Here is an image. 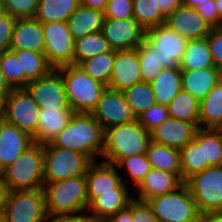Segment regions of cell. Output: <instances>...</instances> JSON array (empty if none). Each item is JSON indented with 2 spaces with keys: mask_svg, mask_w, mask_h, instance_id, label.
<instances>
[{
  "mask_svg": "<svg viewBox=\"0 0 222 222\" xmlns=\"http://www.w3.org/2000/svg\"><path fill=\"white\" fill-rule=\"evenodd\" d=\"M104 135L101 124L92 114L74 113L68 125L51 141L56 147L87 155L92 161L103 155Z\"/></svg>",
  "mask_w": 222,
  "mask_h": 222,
  "instance_id": "1",
  "label": "cell"
},
{
  "mask_svg": "<svg viewBox=\"0 0 222 222\" xmlns=\"http://www.w3.org/2000/svg\"><path fill=\"white\" fill-rule=\"evenodd\" d=\"M151 133L136 119L105 130L102 157L105 162L117 165L123 158L146 154Z\"/></svg>",
  "mask_w": 222,
  "mask_h": 222,
  "instance_id": "2",
  "label": "cell"
},
{
  "mask_svg": "<svg viewBox=\"0 0 222 222\" xmlns=\"http://www.w3.org/2000/svg\"><path fill=\"white\" fill-rule=\"evenodd\" d=\"M46 211L49 214L86 215L88 195L86 175L44 184Z\"/></svg>",
  "mask_w": 222,
  "mask_h": 222,
  "instance_id": "3",
  "label": "cell"
},
{
  "mask_svg": "<svg viewBox=\"0 0 222 222\" xmlns=\"http://www.w3.org/2000/svg\"><path fill=\"white\" fill-rule=\"evenodd\" d=\"M44 144L33 143L2 171L7 192L44 187Z\"/></svg>",
  "mask_w": 222,
  "mask_h": 222,
  "instance_id": "4",
  "label": "cell"
},
{
  "mask_svg": "<svg viewBox=\"0 0 222 222\" xmlns=\"http://www.w3.org/2000/svg\"><path fill=\"white\" fill-rule=\"evenodd\" d=\"M56 69L62 74L72 110L92 114L107 85L92 79L79 65H64Z\"/></svg>",
  "mask_w": 222,
  "mask_h": 222,
  "instance_id": "5",
  "label": "cell"
},
{
  "mask_svg": "<svg viewBox=\"0 0 222 222\" xmlns=\"http://www.w3.org/2000/svg\"><path fill=\"white\" fill-rule=\"evenodd\" d=\"M160 222H199L200 212L184 183L177 190L146 200Z\"/></svg>",
  "mask_w": 222,
  "mask_h": 222,
  "instance_id": "6",
  "label": "cell"
},
{
  "mask_svg": "<svg viewBox=\"0 0 222 222\" xmlns=\"http://www.w3.org/2000/svg\"><path fill=\"white\" fill-rule=\"evenodd\" d=\"M93 161L80 152L44 144V184L85 175Z\"/></svg>",
  "mask_w": 222,
  "mask_h": 222,
  "instance_id": "7",
  "label": "cell"
},
{
  "mask_svg": "<svg viewBox=\"0 0 222 222\" xmlns=\"http://www.w3.org/2000/svg\"><path fill=\"white\" fill-rule=\"evenodd\" d=\"M2 215L4 222H43L47 215L43 188L7 192Z\"/></svg>",
  "mask_w": 222,
  "mask_h": 222,
  "instance_id": "8",
  "label": "cell"
},
{
  "mask_svg": "<svg viewBox=\"0 0 222 222\" xmlns=\"http://www.w3.org/2000/svg\"><path fill=\"white\" fill-rule=\"evenodd\" d=\"M185 183L200 214L222 211V165L209 166L189 177Z\"/></svg>",
  "mask_w": 222,
  "mask_h": 222,
  "instance_id": "9",
  "label": "cell"
},
{
  "mask_svg": "<svg viewBox=\"0 0 222 222\" xmlns=\"http://www.w3.org/2000/svg\"><path fill=\"white\" fill-rule=\"evenodd\" d=\"M188 42L164 23L146 29L144 40L163 68L180 66Z\"/></svg>",
  "mask_w": 222,
  "mask_h": 222,
  "instance_id": "10",
  "label": "cell"
},
{
  "mask_svg": "<svg viewBox=\"0 0 222 222\" xmlns=\"http://www.w3.org/2000/svg\"><path fill=\"white\" fill-rule=\"evenodd\" d=\"M40 107L26 88L12 89L4 100L5 120L35 137Z\"/></svg>",
  "mask_w": 222,
  "mask_h": 222,
  "instance_id": "11",
  "label": "cell"
},
{
  "mask_svg": "<svg viewBox=\"0 0 222 222\" xmlns=\"http://www.w3.org/2000/svg\"><path fill=\"white\" fill-rule=\"evenodd\" d=\"M45 39L44 54L53 68L73 64L75 40L67 22L43 23Z\"/></svg>",
  "mask_w": 222,
  "mask_h": 222,
  "instance_id": "12",
  "label": "cell"
},
{
  "mask_svg": "<svg viewBox=\"0 0 222 222\" xmlns=\"http://www.w3.org/2000/svg\"><path fill=\"white\" fill-rule=\"evenodd\" d=\"M25 88L40 108L72 109L62 74L55 68L47 75L30 81Z\"/></svg>",
  "mask_w": 222,
  "mask_h": 222,
  "instance_id": "13",
  "label": "cell"
},
{
  "mask_svg": "<svg viewBox=\"0 0 222 222\" xmlns=\"http://www.w3.org/2000/svg\"><path fill=\"white\" fill-rule=\"evenodd\" d=\"M92 115L101 124L103 130L136 120L131 106L127 103L123 91L107 86Z\"/></svg>",
  "mask_w": 222,
  "mask_h": 222,
  "instance_id": "14",
  "label": "cell"
},
{
  "mask_svg": "<svg viewBox=\"0 0 222 222\" xmlns=\"http://www.w3.org/2000/svg\"><path fill=\"white\" fill-rule=\"evenodd\" d=\"M115 166L105 161L90 164L85 174L89 205L101 194H129Z\"/></svg>",
  "mask_w": 222,
  "mask_h": 222,
  "instance_id": "15",
  "label": "cell"
},
{
  "mask_svg": "<svg viewBox=\"0 0 222 222\" xmlns=\"http://www.w3.org/2000/svg\"><path fill=\"white\" fill-rule=\"evenodd\" d=\"M101 32L110 48L116 51L136 49L146 37V30L134 18H104Z\"/></svg>",
  "mask_w": 222,
  "mask_h": 222,
  "instance_id": "16",
  "label": "cell"
},
{
  "mask_svg": "<svg viewBox=\"0 0 222 222\" xmlns=\"http://www.w3.org/2000/svg\"><path fill=\"white\" fill-rule=\"evenodd\" d=\"M164 24L188 41L208 37L213 28L195 8L184 4L168 15Z\"/></svg>",
  "mask_w": 222,
  "mask_h": 222,
  "instance_id": "17",
  "label": "cell"
},
{
  "mask_svg": "<svg viewBox=\"0 0 222 222\" xmlns=\"http://www.w3.org/2000/svg\"><path fill=\"white\" fill-rule=\"evenodd\" d=\"M199 123L169 117L151 132V141L181 149L194 139Z\"/></svg>",
  "mask_w": 222,
  "mask_h": 222,
  "instance_id": "18",
  "label": "cell"
},
{
  "mask_svg": "<svg viewBox=\"0 0 222 222\" xmlns=\"http://www.w3.org/2000/svg\"><path fill=\"white\" fill-rule=\"evenodd\" d=\"M141 81V67L137 50L116 51L113 71L108 87L124 91Z\"/></svg>",
  "mask_w": 222,
  "mask_h": 222,
  "instance_id": "19",
  "label": "cell"
},
{
  "mask_svg": "<svg viewBox=\"0 0 222 222\" xmlns=\"http://www.w3.org/2000/svg\"><path fill=\"white\" fill-rule=\"evenodd\" d=\"M45 39L42 23L34 18H18L13 27L11 51L30 50L44 53Z\"/></svg>",
  "mask_w": 222,
  "mask_h": 222,
  "instance_id": "20",
  "label": "cell"
},
{
  "mask_svg": "<svg viewBox=\"0 0 222 222\" xmlns=\"http://www.w3.org/2000/svg\"><path fill=\"white\" fill-rule=\"evenodd\" d=\"M33 143V137L5 120L0 129V170L11 165Z\"/></svg>",
  "mask_w": 222,
  "mask_h": 222,
  "instance_id": "21",
  "label": "cell"
},
{
  "mask_svg": "<svg viewBox=\"0 0 222 222\" xmlns=\"http://www.w3.org/2000/svg\"><path fill=\"white\" fill-rule=\"evenodd\" d=\"M184 183L185 181L178 174L152 168L137 187L139 193L136 200L146 201L149 198L173 192Z\"/></svg>",
  "mask_w": 222,
  "mask_h": 222,
  "instance_id": "22",
  "label": "cell"
},
{
  "mask_svg": "<svg viewBox=\"0 0 222 222\" xmlns=\"http://www.w3.org/2000/svg\"><path fill=\"white\" fill-rule=\"evenodd\" d=\"M221 80L222 70L216 66L198 70H181L182 89L200 102Z\"/></svg>",
  "mask_w": 222,
  "mask_h": 222,
  "instance_id": "23",
  "label": "cell"
},
{
  "mask_svg": "<svg viewBox=\"0 0 222 222\" xmlns=\"http://www.w3.org/2000/svg\"><path fill=\"white\" fill-rule=\"evenodd\" d=\"M75 112L72 109L40 108L34 143H50L69 123Z\"/></svg>",
  "mask_w": 222,
  "mask_h": 222,
  "instance_id": "24",
  "label": "cell"
},
{
  "mask_svg": "<svg viewBox=\"0 0 222 222\" xmlns=\"http://www.w3.org/2000/svg\"><path fill=\"white\" fill-rule=\"evenodd\" d=\"M104 18L103 11L80 5L67 19L72 38L77 40L101 31Z\"/></svg>",
  "mask_w": 222,
  "mask_h": 222,
  "instance_id": "25",
  "label": "cell"
},
{
  "mask_svg": "<svg viewBox=\"0 0 222 222\" xmlns=\"http://www.w3.org/2000/svg\"><path fill=\"white\" fill-rule=\"evenodd\" d=\"M199 128L222 129V80L200 102Z\"/></svg>",
  "mask_w": 222,
  "mask_h": 222,
  "instance_id": "26",
  "label": "cell"
},
{
  "mask_svg": "<svg viewBox=\"0 0 222 222\" xmlns=\"http://www.w3.org/2000/svg\"><path fill=\"white\" fill-rule=\"evenodd\" d=\"M21 65V88H25L30 81L47 75L53 67L48 63L44 53L30 50L13 51Z\"/></svg>",
  "mask_w": 222,
  "mask_h": 222,
  "instance_id": "27",
  "label": "cell"
},
{
  "mask_svg": "<svg viewBox=\"0 0 222 222\" xmlns=\"http://www.w3.org/2000/svg\"><path fill=\"white\" fill-rule=\"evenodd\" d=\"M146 156L152 168L178 174L182 178L179 149L151 141Z\"/></svg>",
  "mask_w": 222,
  "mask_h": 222,
  "instance_id": "28",
  "label": "cell"
},
{
  "mask_svg": "<svg viewBox=\"0 0 222 222\" xmlns=\"http://www.w3.org/2000/svg\"><path fill=\"white\" fill-rule=\"evenodd\" d=\"M157 103L168 105L182 90L181 69L164 68L151 83Z\"/></svg>",
  "mask_w": 222,
  "mask_h": 222,
  "instance_id": "29",
  "label": "cell"
},
{
  "mask_svg": "<svg viewBox=\"0 0 222 222\" xmlns=\"http://www.w3.org/2000/svg\"><path fill=\"white\" fill-rule=\"evenodd\" d=\"M133 199L129 194H101L88 207L90 222H103L108 217L124 209Z\"/></svg>",
  "mask_w": 222,
  "mask_h": 222,
  "instance_id": "30",
  "label": "cell"
},
{
  "mask_svg": "<svg viewBox=\"0 0 222 222\" xmlns=\"http://www.w3.org/2000/svg\"><path fill=\"white\" fill-rule=\"evenodd\" d=\"M79 6V0H39L35 18L42 24L67 22V19Z\"/></svg>",
  "mask_w": 222,
  "mask_h": 222,
  "instance_id": "31",
  "label": "cell"
},
{
  "mask_svg": "<svg viewBox=\"0 0 222 222\" xmlns=\"http://www.w3.org/2000/svg\"><path fill=\"white\" fill-rule=\"evenodd\" d=\"M194 140L202 147L203 163L222 165V129L198 128Z\"/></svg>",
  "mask_w": 222,
  "mask_h": 222,
  "instance_id": "32",
  "label": "cell"
},
{
  "mask_svg": "<svg viewBox=\"0 0 222 222\" xmlns=\"http://www.w3.org/2000/svg\"><path fill=\"white\" fill-rule=\"evenodd\" d=\"M213 66L215 65L207 37L189 41L179 68L181 70H198Z\"/></svg>",
  "mask_w": 222,
  "mask_h": 222,
  "instance_id": "33",
  "label": "cell"
},
{
  "mask_svg": "<svg viewBox=\"0 0 222 222\" xmlns=\"http://www.w3.org/2000/svg\"><path fill=\"white\" fill-rule=\"evenodd\" d=\"M108 41L101 31L75 40L73 64L79 65L86 59L110 51Z\"/></svg>",
  "mask_w": 222,
  "mask_h": 222,
  "instance_id": "34",
  "label": "cell"
},
{
  "mask_svg": "<svg viewBox=\"0 0 222 222\" xmlns=\"http://www.w3.org/2000/svg\"><path fill=\"white\" fill-rule=\"evenodd\" d=\"M167 106L169 117L199 123L200 101L189 92L182 89Z\"/></svg>",
  "mask_w": 222,
  "mask_h": 222,
  "instance_id": "35",
  "label": "cell"
},
{
  "mask_svg": "<svg viewBox=\"0 0 222 222\" xmlns=\"http://www.w3.org/2000/svg\"><path fill=\"white\" fill-rule=\"evenodd\" d=\"M116 50L95 55L89 59L84 60L79 66L89 75L92 79L100 81L109 86L110 77L113 71L114 59Z\"/></svg>",
  "mask_w": 222,
  "mask_h": 222,
  "instance_id": "36",
  "label": "cell"
},
{
  "mask_svg": "<svg viewBox=\"0 0 222 222\" xmlns=\"http://www.w3.org/2000/svg\"><path fill=\"white\" fill-rule=\"evenodd\" d=\"M123 93L136 118L157 103L151 83L138 82L125 89Z\"/></svg>",
  "mask_w": 222,
  "mask_h": 222,
  "instance_id": "37",
  "label": "cell"
},
{
  "mask_svg": "<svg viewBox=\"0 0 222 222\" xmlns=\"http://www.w3.org/2000/svg\"><path fill=\"white\" fill-rule=\"evenodd\" d=\"M179 151L184 181L210 166L208 163H203L202 147L194 139Z\"/></svg>",
  "mask_w": 222,
  "mask_h": 222,
  "instance_id": "38",
  "label": "cell"
},
{
  "mask_svg": "<svg viewBox=\"0 0 222 222\" xmlns=\"http://www.w3.org/2000/svg\"><path fill=\"white\" fill-rule=\"evenodd\" d=\"M134 19L146 30L165 22L157 0H133Z\"/></svg>",
  "mask_w": 222,
  "mask_h": 222,
  "instance_id": "39",
  "label": "cell"
},
{
  "mask_svg": "<svg viewBox=\"0 0 222 222\" xmlns=\"http://www.w3.org/2000/svg\"><path fill=\"white\" fill-rule=\"evenodd\" d=\"M136 50L141 67V80L146 83H152L164 68L144 42Z\"/></svg>",
  "mask_w": 222,
  "mask_h": 222,
  "instance_id": "40",
  "label": "cell"
},
{
  "mask_svg": "<svg viewBox=\"0 0 222 222\" xmlns=\"http://www.w3.org/2000/svg\"><path fill=\"white\" fill-rule=\"evenodd\" d=\"M116 166L118 168L124 167V169H126V172L136 188L152 170L151 163L149 162L146 154L123 158Z\"/></svg>",
  "mask_w": 222,
  "mask_h": 222,
  "instance_id": "41",
  "label": "cell"
},
{
  "mask_svg": "<svg viewBox=\"0 0 222 222\" xmlns=\"http://www.w3.org/2000/svg\"><path fill=\"white\" fill-rule=\"evenodd\" d=\"M0 69L11 89L21 88V65L16 54L7 50L0 53Z\"/></svg>",
  "mask_w": 222,
  "mask_h": 222,
  "instance_id": "42",
  "label": "cell"
},
{
  "mask_svg": "<svg viewBox=\"0 0 222 222\" xmlns=\"http://www.w3.org/2000/svg\"><path fill=\"white\" fill-rule=\"evenodd\" d=\"M39 0H3L2 11L13 18H34Z\"/></svg>",
  "mask_w": 222,
  "mask_h": 222,
  "instance_id": "43",
  "label": "cell"
},
{
  "mask_svg": "<svg viewBox=\"0 0 222 222\" xmlns=\"http://www.w3.org/2000/svg\"><path fill=\"white\" fill-rule=\"evenodd\" d=\"M169 118L168 106L160 103L152 105L137 117L139 123L148 131L152 132Z\"/></svg>",
  "mask_w": 222,
  "mask_h": 222,
  "instance_id": "44",
  "label": "cell"
},
{
  "mask_svg": "<svg viewBox=\"0 0 222 222\" xmlns=\"http://www.w3.org/2000/svg\"><path fill=\"white\" fill-rule=\"evenodd\" d=\"M133 0H109L103 11L105 18L124 20L134 18Z\"/></svg>",
  "mask_w": 222,
  "mask_h": 222,
  "instance_id": "45",
  "label": "cell"
},
{
  "mask_svg": "<svg viewBox=\"0 0 222 222\" xmlns=\"http://www.w3.org/2000/svg\"><path fill=\"white\" fill-rule=\"evenodd\" d=\"M15 21L16 18H13L8 13L0 12V53L10 50Z\"/></svg>",
  "mask_w": 222,
  "mask_h": 222,
  "instance_id": "46",
  "label": "cell"
},
{
  "mask_svg": "<svg viewBox=\"0 0 222 222\" xmlns=\"http://www.w3.org/2000/svg\"><path fill=\"white\" fill-rule=\"evenodd\" d=\"M207 40L213 63L222 70V26L213 27Z\"/></svg>",
  "mask_w": 222,
  "mask_h": 222,
  "instance_id": "47",
  "label": "cell"
},
{
  "mask_svg": "<svg viewBox=\"0 0 222 222\" xmlns=\"http://www.w3.org/2000/svg\"><path fill=\"white\" fill-rule=\"evenodd\" d=\"M133 222H160L146 201L132 199Z\"/></svg>",
  "mask_w": 222,
  "mask_h": 222,
  "instance_id": "48",
  "label": "cell"
},
{
  "mask_svg": "<svg viewBox=\"0 0 222 222\" xmlns=\"http://www.w3.org/2000/svg\"><path fill=\"white\" fill-rule=\"evenodd\" d=\"M201 17L211 26L219 27V18L216 3L201 4L196 8Z\"/></svg>",
  "mask_w": 222,
  "mask_h": 222,
  "instance_id": "49",
  "label": "cell"
},
{
  "mask_svg": "<svg viewBox=\"0 0 222 222\" xmlns=\"http://www.w3.org/2000/svg\"><path fill=\"white\" fill-rule=\"evenodd\" d=\"M43 222H90L87 215H63L47 213Z\"/></svg>",
  "mask_w": 222,
  "mask_h": 222,
  "instance_id": "50",
  "label": "cell"
},
{
  "mask_svg": "<svg viewBox=\"0 0 222 222\" xmlns=\"http://www.w3.org/2000/svg\"><path fill=\"white\" fill-rule=\"evenodd\" d=\"M103 222H133L132 219V200L124 208L119 210L116 214L108 217Z\"/></svg>",
  "mask_w": 222,
  "mask_h": 222,
  "instance_id": "51",
  "label": "cell"
},
{
  "mask_svg": "<svg viewBox=\"0 0 222 222\" xmlns=\"http://www.w3.org/2000/svg\"><path fill=\"white\" fill-rule=\"evenodd\" d=\"M157 2L159 10L165 18L183 4V0H157Z\"/></svg>",
  "mask_w": 222,
  "mask_h": 222,
  "instance_id": "52",
  "label": "cell"
},
{
  "mask_svg": "<svg viewBox=\"0 0 222 222\" xmlns=\"http://www.w3.org/2000/svg\"><path fill=\"white\" fill-rule=\"evenodd\" d=\"M109 0H79L81 6L104 11Z\"/></svg>",
  "mask_w": 222,
  "mask_h": 222,
  "instance_id": "53",
  "label": "cell"
},
{
  "mask_svg": "<svg viewBox=\"0 0 222 222\" xmlns=\"http://www.w3.org/2000/svg\"><path fill=\"white\" fill-rule=\"evenodd\" d=\"M199 222H222V211L201 214Z\"/></svg>",
  "mask_w": 222,
  "mask_h": 222,
  "instance_id": "54",
  "label": "cell"
},
{
  "mask_svg": "<svg viewBox=\"0 0 222 222\" xmlns=\"http://www.w3.org/2000/svg\"><path fill=\"white\" fill-rule=\"evenodd\" d=\"M11 87L6 82L3 72L0 69V100L4 103L5 98L10 94Z\"/></svg>",
  "mask_w": 222,
  "mask_h": 222,
  "instance_id": "55",
  "label": "cell"
},
{
  "mask_svg": "<svg viewBox=\"0 0 222 222\" xmlns=\"http://www.w3.org/2000/svg\"><path fill=\"white\" fill-rule=\"evenodd\" d=\"M205 3H216L215 0H183V4L190 8H197L201 4Z\"/></svg>",
  "mask_w": 222,
  "mask_h": 222,
  "instance_id": "56",
  "label": "cell"
},
{
  "mask_svg": "<svg viewBox=\"0 0 222 222\" xmlns=\"http://www.w3.org/2000/svg\"><path fill=\"white\" fill-rule=\"evenodd\" d=\"M7 190L5 187V183L3 181L2 175H0V212L3 210V205L5 203V198H6Z\"/></svg>",
  "mask_w": 222,
  "mask_h": 222,
  "instance_id": "57",
  "label": "cell"
},
{
  "mask_svg": "<svg viewBox=\"0 0 222 222\" xmlns=\"http://www.w3.org/2000/svg\"><path fill=\"white\" fill-rule=\"evenodd\" d=\"M217 5V12L219 18V27L222 26V0H215Z\"/></svg>",
  "mask_w": 222,
  "mask_h": 222,
  "instance_id": "58",
  "label": "cell"
},
{
  "mask_svg": "<svg viewBox=\"0 0 222 222\" xmlns=\"http://www.w3.org/2000/svg\"><path fill=\"white\" fill-rule=\"evenodd\" d=\"M3 107H4V103L0 100V116H4Z\"/></svg>",
  "mask_w": 222,
  "mask_h": 222,
  "instance_id": "59",
  "label": "cell"
},
{
  "mask_svg": "<svg viewBox=\"0 0 222 222\" xmlns=\"http://www.w3.org/2000/svg\"><path fill=\"white\" fill-rule=\"evenodd\" d=\"M4 121H5V116H0V129Z\"/></svg>",
  "mask_w": 222,
  "mask_h": 222,
  "instance_id": "60",
  "label": "cell"
},
{
  "mask_svg": "<svg viewBox=\"0 0 222 222\" xmlns=\"http://www.w3.org/2000/svg\"><path fill=\"white\" fill-rule=\"evenodd\" d=\"M0 222H4V218H3L2 212H0Z\"/></svg>",
  "mask_w": 222,
  "mask_h": 222,
  "instance_id": "61",
  "label": "cell"
},
{
  "mask_svg": "<svg viewBox=\"0 0 222 222\" xmlns=\"http://www.w3.org/2000/svg\"><path fill=\"white\" fill-rule=\"evenodd\" d=\"M3 0H0V9L2 10Z\"/></svg>",
  "mask_w": 222,
  "mask_h": 222,
  "instance_id": "62",
  "label": "cell"
}]
</instances>
